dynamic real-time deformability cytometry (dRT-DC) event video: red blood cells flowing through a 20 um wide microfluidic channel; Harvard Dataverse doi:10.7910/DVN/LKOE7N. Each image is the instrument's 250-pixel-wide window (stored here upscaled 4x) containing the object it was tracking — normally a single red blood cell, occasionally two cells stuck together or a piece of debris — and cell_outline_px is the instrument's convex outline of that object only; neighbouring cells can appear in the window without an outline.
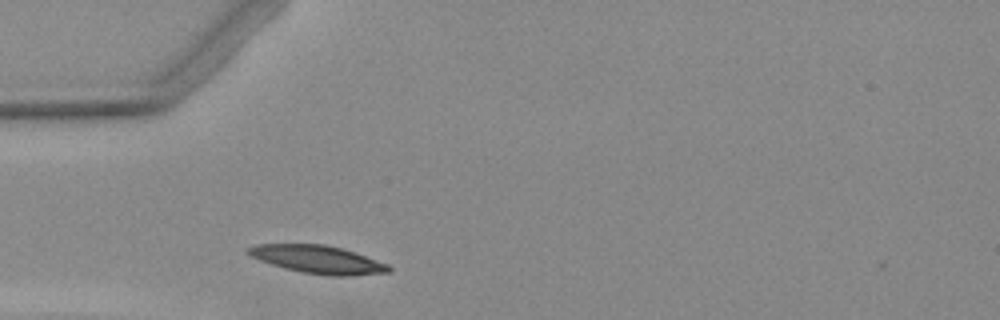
{"species": "Egyptian fruit bat (a non-hibernating species)", "species_latin": "Rousettus aegyptiacus", "temperature_condition": "warm", "stored_images_in_passage": 1, "camera_frame_rate_fps": 3000, "um_per_image_px": 0.085, "animal": {"sex": "female"}, "frame": {"image": 1, "passage_image": 1, "time_ms": 0.0, "image_size_px": [1000, 320], "cell_outline_px": [[392, 272], [352, 276], [328, 276], [300, 272], [284, 268], [260, 260], [244, 252], [244, 248], [256, 244], [324, 244], [356, 252], [388, 264], [392, 268]], "centroid_in_image_um": [27.02, 22.06], "position_along_channel_um": 58.0, "area_um2": 23.18}}